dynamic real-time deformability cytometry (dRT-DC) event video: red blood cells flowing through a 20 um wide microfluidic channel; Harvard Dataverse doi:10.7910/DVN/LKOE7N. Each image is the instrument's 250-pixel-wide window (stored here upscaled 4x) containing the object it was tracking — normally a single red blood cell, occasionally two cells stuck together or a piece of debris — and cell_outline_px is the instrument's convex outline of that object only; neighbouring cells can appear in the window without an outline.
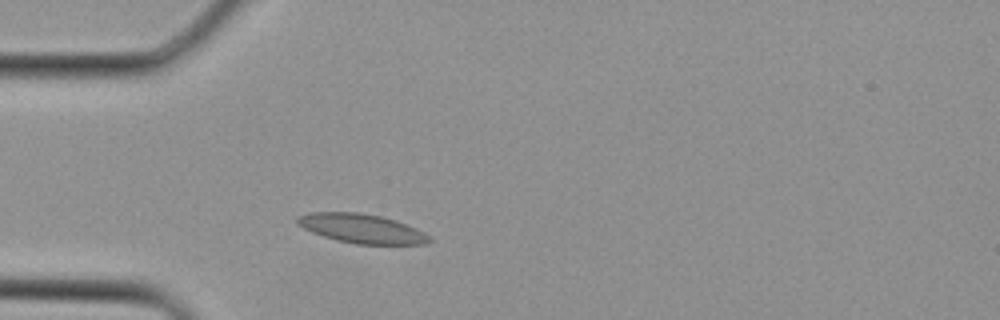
{"species": "Egyptian fruit bat (a non-hibernating species)", "species_latin": "Rousettus aegyptiacus", "temperature_condition": "cold", "stored_images_in_passage": 1, "camera_frame_rate_fps": 3000, "um_per_image_px": 0.085, "animal": {"sex": "female"}, "frame": {"image": 1, "passage_image": 1, "time_ms": 0.0, "image_size_px": [1000, 320], "cell_outline_px": [[432, 240], [424, 244], [356, 244], [336, 240], [312, 232], [296, 224], [296, 220], [300, 216], [308, 212], [356, 212], [380, 216], [396, 220], [416, 228], [424, 232]], "centroid_in_image_um": [30.73, 19.42], "position_along_channel_um": 54.3, "area_um2": 22.31}}